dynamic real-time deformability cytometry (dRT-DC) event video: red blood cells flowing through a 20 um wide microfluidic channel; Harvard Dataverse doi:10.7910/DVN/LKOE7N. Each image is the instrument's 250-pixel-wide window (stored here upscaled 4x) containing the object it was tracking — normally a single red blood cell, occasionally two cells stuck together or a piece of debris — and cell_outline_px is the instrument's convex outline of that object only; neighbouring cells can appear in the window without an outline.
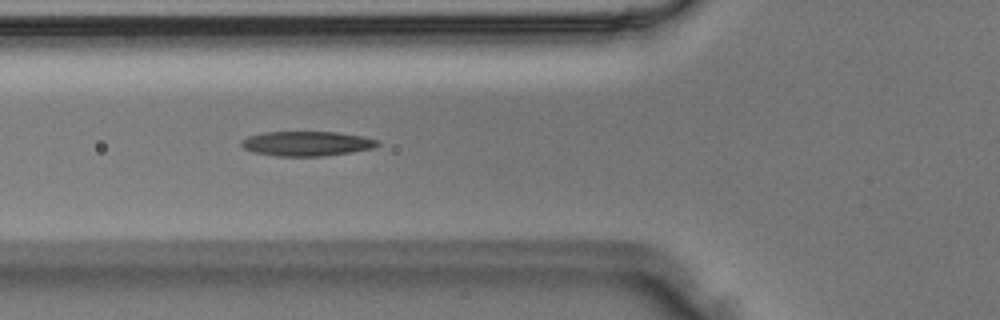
{"species": "Egyptian fruit bat (a non-hibernating species)", "species_latin": "Rousettus aegyptiacus", "temperature_condition": "room temperature", "stored_images_in_passage": 34, "camera_frame_rate_fps": 3000, "um_per_image_px": 0.085, "animal": {"sex": "male"}, "frame": {"image": 1, "passage_image": 4, "time_ms": 1.0, "image_size_px": [1000, 320], "cell_outline_px": [[380, 144], [372, 148], [348, 152], [320, 156], [276, 156], [252, 152], [244, 148], [240, 144], [240, 140], [248, 136], [264, 132], [336, 132], [360, 136], [380, 140]], "centroid_in_image_um": [26.02, 12.2], "position_along_channel_um": 99.8, "area_um2": 19.48}}
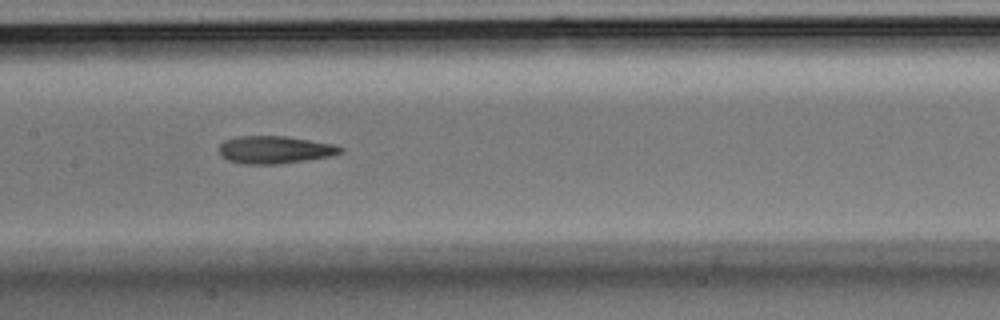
{"frame": {"image": 2, "passage_image": 10, "time_ms": 3.0, "image_size_px": [1000, 320], "cell_outline_px": [[344, 152], [332, 156], [276, 164], [244, 164], [228, 160], [220, 156], [220, 144], [224, 140], [236, 136], [284, 136], [332, 144], [344, 148]], "centroid_in_image_um": [23.34, 12.73], "position_along_channel_um": 184.1, "area_um2": 19.42}}
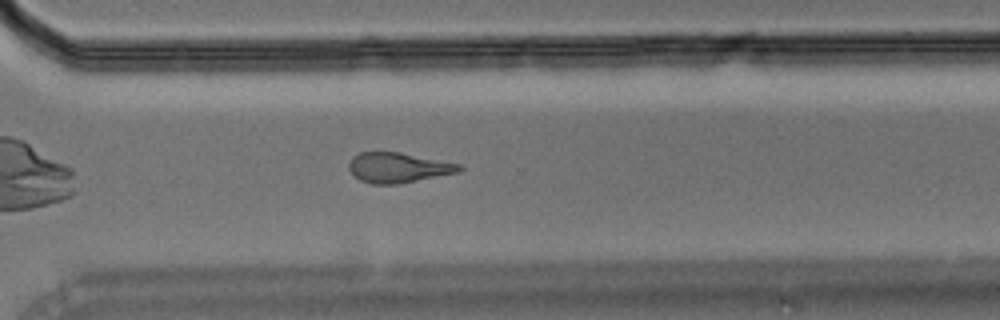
{"frame": {"image": 3, "passage_image": 21, "time_ms": 6.667, "image_size_px": [1000, 320], "cell_outline_px": [[464, 168], [460, 172], [396, 184], [372, 184], [360, 180], [348, 168], [348, 164], [352, 156], [360, 152], [400, 152], [460, 164]], "centroid_in_image_um": [33.84, 14.24], "position_along_channel_um": 336.8, "area_um2": 19.25}}